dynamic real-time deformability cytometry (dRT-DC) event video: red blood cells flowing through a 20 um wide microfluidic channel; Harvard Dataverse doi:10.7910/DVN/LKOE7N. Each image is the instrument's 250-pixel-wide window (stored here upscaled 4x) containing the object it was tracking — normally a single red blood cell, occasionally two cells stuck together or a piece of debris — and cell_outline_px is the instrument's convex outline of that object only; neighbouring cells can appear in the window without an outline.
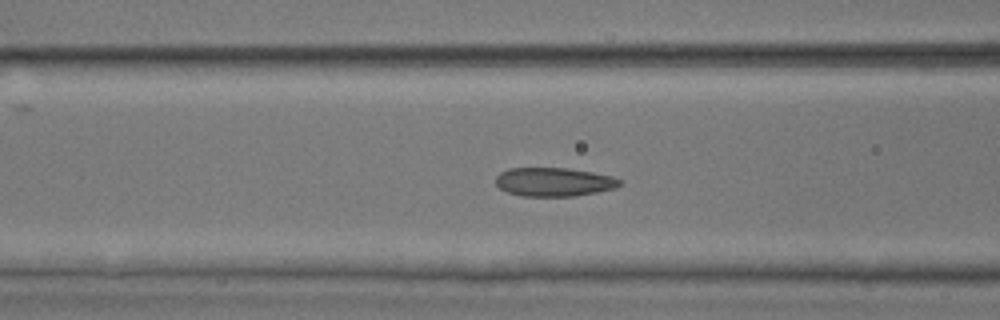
{"species": "common noctule bat (a hibernating species)", "species_latin": "Nyctalus noctula", "temperature_condition": "room temperature", "stored_images_in_passage": 40, "camera_frame_rate_fps": 3000, "um_per_image_px": 0.085, "animal": {"sex": "male", "body_mass_g": 17.9, "forearm_length_mm": 54.2}, "frame": {"image": 1, "passage_image": 19, "time_ms": 6.0, "image_size_px": [1000, 320], "cell_outline_px": [[620, 184], [616, 188], [576, 196], [520, 196], [508, 192], [500, 188], [496, 184], [496, 176], [500, 172], [508, 168], [568, 168], [592, 172], [612, 176], [620, 180]], "centroid_in_image_um": [47.06, 15.46], "position_along_channel_um": 119.5, "area_um2": 20.75}}
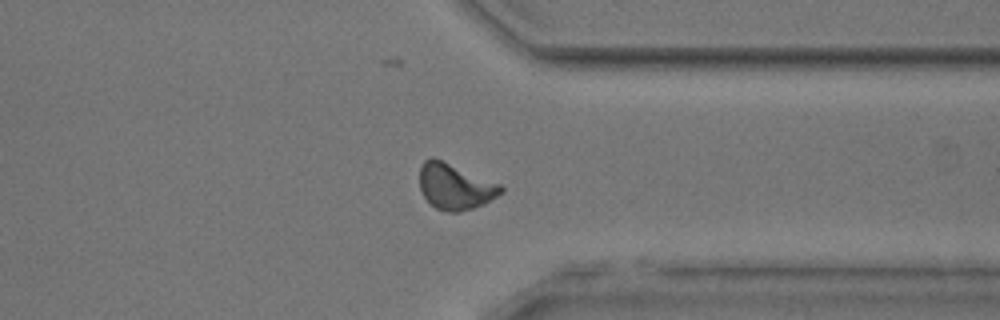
{"frame": {"image": 2, "passage_image": 39, "time_ms": 12.667, "image_size_px": [1000, 320], "cell_outline_px": [[504, 192], [484, 204], [460, 212], [448, 212], [436, 208], [424, 196], [420, 188], [420, 164], [424, 160], [432, 156], [500, 184], [504, 188]], "centroid_in_image_um": [38.68, 15.85], "position_along_channel_um": 372.7, "area_um2": 21.62}}